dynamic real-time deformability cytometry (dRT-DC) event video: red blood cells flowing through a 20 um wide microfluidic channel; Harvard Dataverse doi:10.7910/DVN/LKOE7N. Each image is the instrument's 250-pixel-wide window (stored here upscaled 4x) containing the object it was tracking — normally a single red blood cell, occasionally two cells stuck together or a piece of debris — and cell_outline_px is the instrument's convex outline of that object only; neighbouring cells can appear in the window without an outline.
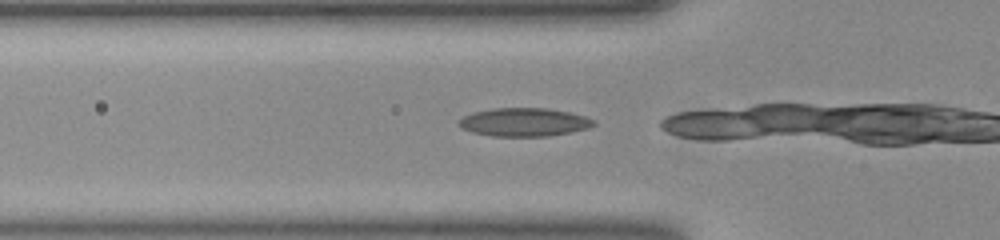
{"species": "common noctule bat (a hibernating species)", "species_latin": "Nyctalus noctula", "temperature_condition": "room temperature", "stored_images_in_passage": 10, "camera_frame_rate_fps": 3000, "um_per_image_px": 0.085, "animal": {"sex": "female", "body_mass_g": 23.0, "forearm_length_mm": 53.4}, "frame": {"image": 1, "passage_image": 7, "time_ms": 2.0, "image_size_px": [1000, 240], "cell_outline_px": [[596, 124], [588, 128], [572, 132], [548, 136], [492, 136], [472, 132], [460, 128], [456, 124], [456, 120], [472, 112], [492, 108], [548, 108], [568, 112], [584, 116], [596, 120]], "centroid_in_image_um": [44.51, 10.38], "position_along_channel_um": 81.3, "area_um2": 22.54}}